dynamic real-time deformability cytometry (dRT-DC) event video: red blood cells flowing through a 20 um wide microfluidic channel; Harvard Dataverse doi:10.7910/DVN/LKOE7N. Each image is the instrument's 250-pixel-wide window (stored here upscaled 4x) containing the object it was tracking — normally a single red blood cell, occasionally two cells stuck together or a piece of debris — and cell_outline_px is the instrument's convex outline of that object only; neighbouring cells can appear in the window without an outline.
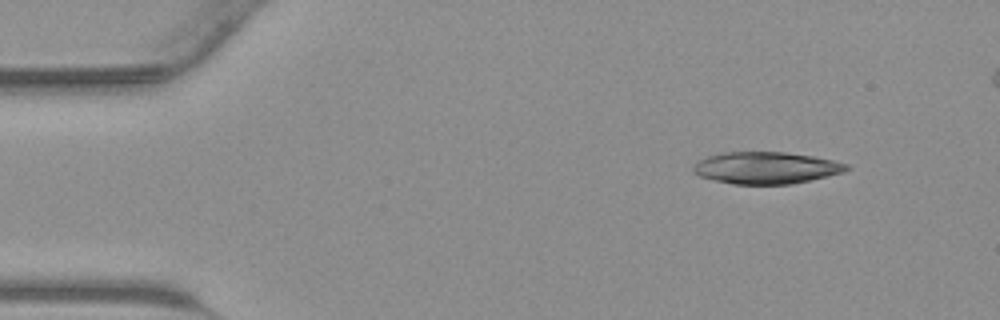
{"species": "common noctule bat (a hibernating species)", "species_latin": "Nyctalus noctula", "temperature_condition": "warm", "stored_images_in_passage": 38, "camera_frame_rate_fps": 3000, "um_per_image_px": 0.085, "animal": {"sex": "male", "body_mass_g": 23.1, "forearm_length_mm": 52.7}, "frame": {"image": 1, "passage_image": 1, "time_ms": 0.0, "image_size_px": [1000, 320], "cell_outline_px": [[852, 168], [844, 172], [792, 184], [732, 184], [700, 176], [692, 172], [692, 164], [708, 156], [720, 152], [784, 152], [812, 156], [832, 160], [848, 164]], "centroid_in_image_um": [65.1, 14.26], "position_along_channel_um": 19.9, "area_um2": 28.5}}